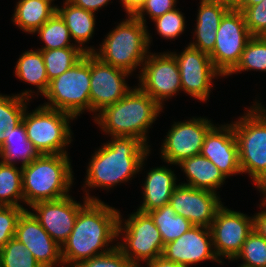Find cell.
Listing matches in <instances>:
<instances>
[{"instance_id": "cell-1", "label": "cell", "mask_w": 266, "mask_h": 267, "mask_svg": "<svg viewBox=\"0 0 266 267\" xmlns=\"http://www.w3.org/2000/svg\"><path fill=\"white\" fill-rule=\"evenodd\" d=\"M119 212L101 200L88 201L79 210L74 228L61 246L64 267H74L81 261L103 255L114 249L117 244L114 243L112 246L111 244L115 240L118 241Z\"/></svg>"}, {"instance_id": "cell-2", "label": "cell", "mask_w": 266, "mask_h": 267, "mask_svg": "<svg viewBox=\"0 0 266 267\" xmlns=\"http://www.w3.org/2000/svg\"><path fill=\"white\" fill-rule=\"evenodd\" d=\"M108 142V143H107ZM94 152L88 163L84 190L88 201H99L95 196L89 195L86 187L110 189L119 183L131 181L141 169L144 160H147L150 149L141 140L135 137H111Z\"/></svg>"}, {"instance_id": "cell-3", "label": "cell", "mask_w": 266, "mask_h": 267, "mask_svg": "<svg viewBox=\"0 0 266 267\" xmlns=\"http://www.w3.org/2000/svg\"><path fill=\"white\" fill-rule=\"evenodd\" d=\"M163 108L139 87L94 116V122L111 137H135L148 145L147 132Z\"/></svg>"}, {"instance_id": "cell-4", "label": "cell", "mask_w": 266, "mask_h": 267, "mask_svg": "<svg viewBox=\"0 0 266 267\" xmlns=\"http://www.w3.org/2000/svg\"><path fill=\"white\" fill-rule=\"evenodd\" d=\"M73 171L68 154H41L22 168L24 203L32 206L69 196Z\"/></svg>"}, {"instance_id": "cell-5", "label": "cell", "mask_w": 266, "mask_h": 267, "mask_svg": "<svg viewBox=\"0 0 266 267\" xmlns=\"http://www.w3.org/2000/svg\"><path fill=\"white\" fill-rule=\"evenodd\" d=\"M128 17V18H127ZM106 35L98 51L93 54L101 61L132 75L143 66L148 56L150 36L147 26L134 16L128 15Z\"/></svg>"}, {"instance_id": "cell-6", "label": "cell", "mask_w": 266, "mask_h": 267, "mask_svg": "<svg viewBox=\"0 0 266 267\" xmlns=\"http://www.w3.org/2000/svg\"><path fill=\"white\" fill-rule=\"evenodd\" d=\"M244 116L232 121L241 173L249 174L253 184L266 189V111L255 101Z\"/></svg>"}, {"instance_id": "cell-7", "label": "cell", "mask_w": 266, "mask_h": 267, "mask_svg": "<svg viewBox=\"0 0 266 267\" xmlns=\"http://www.w3.org/2000/svg\"><path fill=\"white\" fill-rule=\"evenodd\" d=\"M44 96L49 102L43 106L71 114L75 119L85 110L90 112V53L52 79Z\"/></svg>"}, {"instance_id": "cell-8", "label": "cell", "mask_w": 266, "mask_h": 267, "mask_svg": "<svg viewBox=\"0 0 266 267\" xmlns=\"http://www.w3.org/2000/svg\"><path fill=\"white\" fill-rule=\"evenodd\" d=\"M74 119L71 114L42 104L30 113L26 108L22 122L29 141L40 154H68L65 148L73 134L69 123Z\"/></svg>"}, {"instance_id": "cell-9", "label": "cell", "mask_w": 266, "mask_h": 267, "mask_svg": "<svg viewBox=\"0 0 266 267\" xmlns=\"http://www.w3.org/2000/svg\"><path fill=\"white\" fill-rule=\"evenodd\" d=\"M121 217L119 212L117 238L122 235L123 242L116 244L136 267H143L140 266L141 261L147 263L162 255L164 244L161 233L149 213L137 210L125 222Z\"/></svg>"}, {"instance_id": "cell-10", "label": "cell", "mask_w": 266, "mask_h": 267, "mask_svg": "<svg viewBox=\"0 0 266 267\" xmlns=\"http://www.w3.org/2000/svg\"><path fill=\"white\" fill-rule=\"evenodd\" d=\"M251 37L242 12L230 9L220 22L214 49L209 54L214 67L223 77L239 63L245 45Z\"/></svg>"}, {"instance_id": "cell-11", "label": "cell", "mask_w": 266, "mask_h": 267, "mask_svg": "<svg viewBox=\"0 0 266 267\" xmlns=\"http://www.w3.org/2000/svg\"><path fill=\"white\" fill-rule=\"evenodd\" d=\"M139 72L138 87L162 108L164 101L182 90L178 64L170 52L148 53Z\"/></svg>"}, {"instance_id": "cell-12", "label": "cell", "mask_w": 266, "mask_h": 267, "mask_svg": "<svg viewBox=\"0 0 266 267\" xmlns=\"http://www.w3.org/2000/svg\"><path fill=\"white\" fill-rule=\"evenodd\" d=\"M209 228L216 256L221 261V258L233 261L241 251L249 233L254 229L253 216L222 205Z\"/></svg>"}, {"instance_id": "cell-13", "label": "cell", "mask_w": 266, "mask_h": 267, "mask_svg": "<svg viewBox=\"0 0 266 267\" xmlns=\"http://www.w3.org/2000/svg\"><path fill=\"white\" fill-rule=\"evenodd\" d=\"M214 126L208 118L174 122L161 145V160L178 165L183 160L199 155L208 131Z\"/></svg>"}, {"instance_id": "cell-14", "label": "cell", "mask_w": 266, "mask_h": 267, "mask_svg": "<svg viewBox=\"0 0 266 267\" xmlns=\"http://www.w3.org/2000/svg\"><path fill=\"white\" fill-rule=\"evenodd\" d=\"M170 53L178 64L182 91L200 101L208 100L213 79L223 77L214 67L210 55L188 45L180 54Z\"/></svg>"}, {"instance_id": "cell-15", "label": "cell", "mask_w": 266, "mask_h": 267, "mask_svg": "<svg viewBox=\"0 0 266 267\" xmlns=\"http://www.w3.org/2000/svg\"><path fill=\"white\" fill-rule=\"evenodd\" d=\"M130 74L101 61L90 53V113L101 112L121 100L130 90L126 77Z\"/></svg>"}, {"instance_id": "cell-16", "label": "cell", "mask_w": 266, "mask_h": 267, "mask_svg": "<svg viewBox=\"0 0 266 267\" xmlns=\"http://www.w3.org/2000/svg\"><path fill=\"white\" fill-rule=\"evenodd\" d=\"M83 205L72 196L56 200L34 203L31 212L50 237L60 246L67 240L74 228L79 210L88 202L84 197Z\"/></svg>"}, {"instance_id": "cell-17", "label": "cell", "mask_w": 266, "mask_h": 267, "mask_svg": "<svg viewBox=\"0 0 266 267\" xmlns=\"http://www.w3.org/2000/svg\"><path fill=\"white\" fill-rule=\"evenodd\" d=\"M169 204L194 226L210 227L218 209L223 205L217 193L178 184Z\"/></svg>"}, {"instance_id": "cell-18", "label": "cell", "mask_w": 266, "mask_h": 267, "mask_svg": "<svg viewBox=\"0 0 266 267\" xmlns=\"http://www.w3.org/2000/svg\"><path fill=\"white\" fill-rule=\"evenodd\" d=\"M162 256L188 267L205 260L223 264L215 254L210 228L205 226L193 225L178 239L165 244Z\"/></svg>"}, {"instance_id": "cell-19", "label": "cell", "mask_w": 266, "mask_h": 267, "mask_svg": "<svg viewBox=\"0 0 266 267\" xmlns=\"http://www.w3.org/2000/svg\"><path fill=\"white\" fill-rule=\"evenodd\" d=\"M15 238L31 251L42 267H64L61 258V246L58 245L41 226L35 216L26 208L20 215Z\"/></svg>"}, {"instance_id": "cell-20", "label": "cell", "mask_w": 266, "mask_h": 267, "mask_svg": "<svg viewBox=\"0 0 266 267\" xmlns=\"http://www.w3.org/2000/svg\"><path fill=\"white\" fill-rule=\"evenodd\" d=\"M202 156L212 161L227 178L241 173L233 124L213 126L204 138Z\"/></svg>"}, {"instance_id": "cell-21", "label": "cell", "mask_w": 266, "mask_h": 267, "mask_svg": "<svg viewBox=\"0 0 266 267\" xmlns=\"http://www.w3.org/2000/svg\"><path fill=\"white\" fill-rule=\"evenodd\" d=\"M194 29V40L189 45L210 54L216 43V33L224 15L230 10L217 0H201Z\"/></svg>"}, {"instance_id": "cell-22", "label": "cell", "mask_w": 266, "mask_h": 267, "mask_svg": "<svg viewBox=\"0 0 266 267\" xmlns=\"http://www.w3.org/2000/svg\"><path fill=\"white\" fill-rule=\"evenodd\" d=\"M174 171L165 166L151 168L143 184V203L137 210L148 213L169 204L173 191L178 186Z\"/></svg>"}, {"instance_id": "cell-23", "label": "cell", "mask_w": 266, "mask_h": 267, "mask_svg": "<svg viewBox=\"0 0 266 267\" xmlns=\"http://www.w3.org/2000/svg\"><path fill=\"white\" fill-rule=\"evenodd\" d=\"M185 173L187 183H181L197 189H205L216 192L224 185L226 177L218 167L208 158L194 155L178 164Z\"/></svg>"}, {"instance_id": "cell-24", "label": "cell", "mask_w": 266, "mask_h": 267, "mask_svg": "<svg viewBox=\"0 0 266 267\" xmlns=\"http://www.w3.org/2000/svg\"><path fill=\"white\" fill-rule=\"evenodd\" d=\"M56 12L67 25L70 36L75 40V45L83 49L86 53H93L97 49L85 47L84 43L92 38L95 27V14L64 1L63 7H56ZM78 43V44H77ZM83 45V46H82ZM84 47V48H83Z\"/></svg>"}, {"instance_id": "cell-25", "label": "cell", "mask_w": 266, "mask_h": 267, "mask_svg": "<svg viewBox=\"0 0 266 267\" xmlns=\"http://www.w3.org/2000/svg\"><path fill=\"white\" fill-rule=\"evenodd\" d=\"M40 155L34 144L29 141L23 122L13 129L0 147V158L2 159L0 161L13 166L19 161L21 162L20 168L29 165Z\"/></svg>"}, {"instance_id": "cell-26", "label": "cell", "mask_w": 266, "mask_h": 267, "mask_svg": "<svg viewBox=\"0 0 266 267\" xmlns=\"http://www.w3.org/2000/svg\"><path fill=\"white\" fill-rule=\"evenodd\" d=\"M56 7L47 0H19L12 21L23 32L33 34L56 13Z\"/></svg>"}, {"instance_id": "cell-27", "label": "cell", "mask_w": 266, "mask_h": 267, "mask_svg": "<svg viewBox=\"0 0 266 267\" xmlns=\"http://www.w3.org/2000/svg\"><path fill=\"white\" fill-rule=\"evenodd\" d=\"M32 90H25L20 94H0V147L13 129L22 122L29 100L32 99ZM32 94V95H31Z\"/></svg>"}, {"instance_id": "cell-28", "label": "cell", "mask_w": 266, "mask_h": 267, "mask_svg": "<svg viewBox=\"0 0 266 267\" xmlns=\"http://www.w3.org/2000/svg\"><path fill=\"white\" fill-rule=\"evenodd\" d=\"M14 73L19 80L37 88V97L38 93L42 96L46 93L50 81L41 50L24 51L16 62Z\"/></svg>"}, {"instance_id": "cell-29", "label": "cell", "mask_w": 266, "mask_h": 267, "mask_svg": "<svg viewBox=\"0 0 266 267\" xmlns=\"http://www.w3.org/2000/svg\"><path fill=\"white\" fill-rule=\"evenodd\" d=\"M148 213L161 233L164 245L178 239L193 226L186 218L177 215L170 204H166Z\"/></svg>"}, {"instance_id": "cell-30", "label": "cell", "mask_w": 266, "mask_h": 267, "mask_svg": "<svg viewBox=\"0 0 266 267\" xmlns=\"http://www.w3.org/2000/svg\"><path fill=\"white\" fill-rule=\"evenodd\" d=\"M22 168L0 161V204L23 207Z\"/></svg>"}, {"instance_id": "cell-31", "label": "cell", "mask_w": 266, "mask_h": 267, "mask_svg": "<svg viewBox=\"0 0 266 267\" xmlns=\"http://www.w3.org/2000/svg\"><path fill=\"white\" fill-rule=\"evenodd\" d=\"M41 52L49 81L69 70L86 54V52L79 47L41 50Z\"/></svg>"}, {"instance_id": "cell-32", "label": "cell", "mask_w": 266, "mask_h": 267, "mask_svg": "<svg viewBox=\"0 0 266 267\" xmlns=\"http://www.w3.org/2000/svg\"><path fill=\"white\" fill-rule=\"evenodd\" d=\"M35 33H38V37L45 43V45L38 50L78 47L75 44L70 43L72 38L69 29L57 12L33 34Z\"/></svg>"}, {"instance_id": "cell-33", "label": "cell", "mask_w": 266, "mask_h": 267, "mask_svg": "<svg viewBox=\"0 0 266 267\" xmlns=\"http://www.w3.org/2000/svg\"><path fill=\"white\" fill-rule=\"evenodd\" d=\"M244 70L266 72V40L252 36L245 45L239 63L227 76Z\"/></svg>"}, {"instance_id": "cell-34", "label": "cell", "mask_w": 266, "mask_h": 267, "mask_svg": "<svg viewBox=\"0 0 266 267\" xmlns=\"http://www.w3.org/2000/svg\"><path fill=\"white\" fill-rule=\"evenodd\" d=\"M238 259L243 261L238 267H266V239L253 229L233 260Z\"/></svg>"}, {"instance_id": "cell-35", "label": "cell", "mask_w": 266, "mask_h": 267, "mask_svg": "<svg viewBox=\"0 0 266 267\" xmlns=\"http://www.w3.org/2000/svg\"><path fill=\"white\" fill-rule=\"evenodd\" d=\"M0 267H42L30 250L13 237L0 249Z\"/></svg>"}, {"instance_id": "cell-36", "label": "cell", "mask_w": 266, "mask_h": 267, "mask_svg": "<svg viewBox=\"0 0 266 267\" xmlns=\"http://www.w3.org/2000/svg\"><path fill=\"white\" fill-rule=\"evenodd\" d=\"M178 9H174L152 20L155 22L157 33L166 40L177 38L186 28L185 17Z\"/></svg>"}, {"instance_id": "cell-37", "label": "cell", "mask_w": 266, "mask_h": 267, "mask_svg": "<svg viewBox=\"0 0 266 267\" xmlns=\"http://www.w3.org/2000/svg\"><path fill=\"white\" fill-rule=\"evenodd\" d=\"M25 207L0 206V249L16 234L18 219Z\"/></svg>"}, {"instance_id": "cell-38", "label": "cell", "mask_w": 266, "mask_h": 267, "mask_svg": "<svg viewBox=\"0 0 266 267\" xmlns=\"http://www.w3.org/2000/svg\"><path fill=\"white\" fill-rule=\"evenodd\" d=\"M74 267H136L116 246L114 249L92 257L91 259L79 262Z\"/></svg>"}, {"instance_id": "cell-39", "label": "cell", "mask_w": 266, "mask_h": 267, "mask_svg": "<svg viewBox=\"0 0 266 267\" xmlns=\"http://www.w3.org/2000/svg\"><path fill=\"white\" fill-rule=\"evenodd\" d=\"M241 12L252 36H259L266 29V0L246 7Z\"/></svg>"}, {"instance_id": "cell-40", "label": "cell", "mask_w": 266, "mask_h": 267, "mask_svg": "<svg viewBox=\"0 0 266 267\" xmlns=\"http://www.w3.org/2000/svg\"><path fill=\"white\" fill-rule=\"evenodd\" d=\"M176 3L177 0H145L142 7L133 16L146 25L147 21L146 17H144L146 13L149 15L150 19L154 20L155 18L176 9Z\"/></svg>"}, {"instance_id": "cell-41", "label": "cell", "mask_w": 266, "mask_h": 267, "mask_svg": "<svg viewBox=\"0 0 266 267\" xmlns=\"http://www.w3.org/2000/svg\"><path fill=\"white\" fill-rule=\"evenodd\" d=\"M262 203L260 207H264L261 212L254 214L253 216V228L256 230L263 238L266 239V195L263 194Z\"/></svg>"}, {"instance_id": "cell-42", "label": "cell", "mask_w": 266, "mask_h": 267, "mask_svg": "<svg viewBox=\"0 0 266 267\" xmlns=\"http://www.w3.org/2000/svg\"><path fill=\"white\" fill-rule=\"evenodd\" d=\"M69 3H71L74 6L83 8L86 11L96 13V11L99 10V8L102 9V7L107 6L109 4L110 0H67Z\"/></svg>"}, {"instance_id": "cell-43", "label": "cell", "mask_w": 266, "mask_h": 267, "mask_svg": "<svg viewBox=\"0 0 266 267\" xmlns=\"http://www.w3.org/2000/svg\"><path fill=\"white\" fill-rule=\"evenodd\" d=\"M145 265H147V267H188L170 261L162 255L158 256L154 260L148 261Z\"/></svg>"}, {"instance_id": "cell-44", "label": "cell", "mask_w": 266, "mask_h": 267, "mask_svg": "<svg viewBox=\"0 0 266 267\" xmlns=\"http://www.w3.org/2000/svg\"><path fill=\"white\" fill-rule=\"evenodd\" d=\"M126 15L133 16L144 4L145 0H120Z\"/></svg>"}, {"instance_id": "cell-45", "label": "cell", "mask_w": 266, "mask_h": 267, "mask_svg": "<svg viewBox=\"0 0 266 267\" xmlns=\"http://www.w3.org/2000/svg\"><path fill=\"white\" fill-rule=\"evenodd\" d=\"M217 1H220L223 5L229 7L230 9H237L243 3V0H217Z\"/></svg>"}, {"instance_id": "cell-46", "label": "cell", "mask_w": 266, "mask_h": 267, "mask_svg": "<svg viewBox=\"0 0 266 267\" xmlns=\"http://www.w3.org/2000/svg\"><path fill=\"white\" fill-rule=\"evenodd\" d=\"M263 0H243V3L237 8V10L242 11L244 8L259 4Z\"/></svg>"}, {"instance_id": "cell-47", "label": "cell", "mask_w": 266, "mask_h": 267, "mask_svg": "<svg viewBox=\"0 0 266 267\" xmlns=\"http://www.w3.org/2000/svg\"><path fill=\"white\" fill-rule=\"evenodd\" d=\"M259 37L266 40V29L259 35Z\"/></svg>"}, {"instance_id": "cell-48", "label": "cell", "mask_w": 266, "mask_h": 267, "mask_svg": "<svg viewBox=\"0 0 266 267\" xmlns=\"http://www.w3.org/2000/svg\"><path fill=\"white\" fill-rule=\"evenodd\" d=\"M261 194H264V195H266V189H265L263 192H261Z\"/></svg>"}, {"instance_id": "cell-49", "label": "cell", "mask_w": 266, "mask_h": 267, "mask_svg": "<svg viewBox=\"0 0 266 267\" xmlns=\"http://www.w3.org/2000/svg\"><path fill=\"white\" fill-rule=\"evenodd\" d=\"M257 103L266 111V109L259 102H257Z\"/></svg>"}]
</instances>
